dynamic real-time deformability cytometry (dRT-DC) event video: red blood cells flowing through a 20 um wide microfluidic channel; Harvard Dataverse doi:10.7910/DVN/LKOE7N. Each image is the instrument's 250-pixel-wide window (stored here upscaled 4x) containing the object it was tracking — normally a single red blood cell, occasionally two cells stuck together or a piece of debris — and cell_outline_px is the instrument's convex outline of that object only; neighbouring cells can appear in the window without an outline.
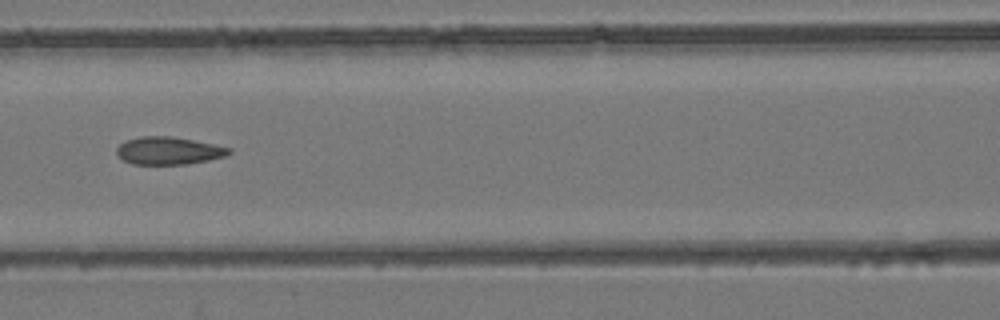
{"species": "common noctule bat (a hibernating species)", "species_latin": "Nyctalus noctula", "temperature_condition": "room temperature", "stored_images_in_passage": 7, "camera_frame_rate_fps": 3000, "um_per_image_px": 0.085, "animal": {"sex": "female", "body_mass_g": 24.6, "forearm_length_mm": 56.2}, "frame": {"image": 1, "passage_image": 7, "time_ms": 2.0, "image_size_px": [1000, 320], "cell_outline_px": [[232, 152], [224, 156], [208, 160], [188, 164], [132, 164], [124, 160], [116, 152], [116, 148], [124, 140], [140, 136], [172, 136], [232, 148]], "centroid_in_image_um": [14.31, 12.8], "position_along_channel_um": 152.3, "area_um2": 18.03}}